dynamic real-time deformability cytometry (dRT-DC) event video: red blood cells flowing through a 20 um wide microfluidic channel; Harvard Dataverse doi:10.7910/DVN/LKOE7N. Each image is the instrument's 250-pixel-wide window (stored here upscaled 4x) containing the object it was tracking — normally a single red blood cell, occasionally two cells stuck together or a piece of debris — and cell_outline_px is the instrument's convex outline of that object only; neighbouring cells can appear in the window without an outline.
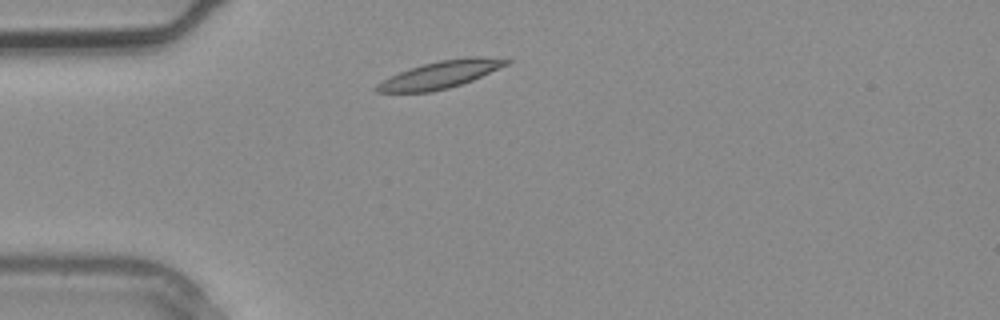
{"species": "common noctule bat (a hibernating species)", "species_latin": "Nyctalus noctula", "temperature_condition": "warm", "stored_images_in_passage": 1, "camera_frame_rate_fps": 3000, "um_per_image_px": 0.085, "animal": {"sex": "male", "body_mass_g": 20.4}, "frame": {"image": 1, "passage_image": 1, "time_ms": 0.0, "image_size_px": [1000, 320], "cell_outline_px": [[512, 60], [508, 64], [472, 80], [448, 88], [432, 92], [376, 92], [372, 88], [376, 84], [408, 68], [440, 60], [468, 56], [480, 56]], "centroid_in_image_um": [37.42, 6.34], "position_along_channel_um": 47.6, "area_um2": 20.46}}